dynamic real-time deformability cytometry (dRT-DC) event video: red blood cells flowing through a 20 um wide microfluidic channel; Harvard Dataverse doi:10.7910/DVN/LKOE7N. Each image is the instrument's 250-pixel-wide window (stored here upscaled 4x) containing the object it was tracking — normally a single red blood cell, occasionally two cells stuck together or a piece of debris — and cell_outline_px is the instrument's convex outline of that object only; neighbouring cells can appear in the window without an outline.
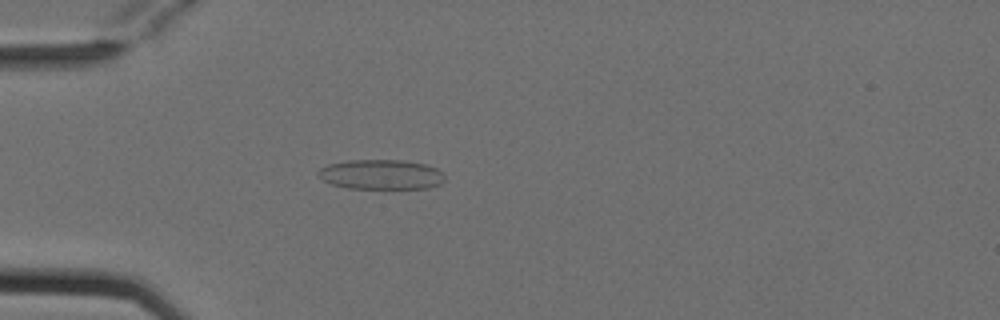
{"species": "Egyptian fruit bat (a non-hibernating species)", "species_latin": "Rousettus aegyptiacus", "temperature_condition": "cold", "stored_images_in_passage": 5, "camera_frame_rate_fps": 3000, "um_per_image_px": 0.085, "animal": {"sex": "female"}, "frame": {"image": 1, "passage_image": 5, "time_ms": 1.333, "image_size_px": [1000, 320], "cell_outline_px": [[444, 180], [440, 184], [428, 188], [348, 188], [332, 184], [324, 180], [316, 172], [320, 168], [328, 164], [348, 160], [404, 160], [424, 164], [436, 168], [444, 172]], "centroid_in_image_um": [32.41, 14.82], "position_along_channel_um": 52.6, "area_um2": 21.96}}